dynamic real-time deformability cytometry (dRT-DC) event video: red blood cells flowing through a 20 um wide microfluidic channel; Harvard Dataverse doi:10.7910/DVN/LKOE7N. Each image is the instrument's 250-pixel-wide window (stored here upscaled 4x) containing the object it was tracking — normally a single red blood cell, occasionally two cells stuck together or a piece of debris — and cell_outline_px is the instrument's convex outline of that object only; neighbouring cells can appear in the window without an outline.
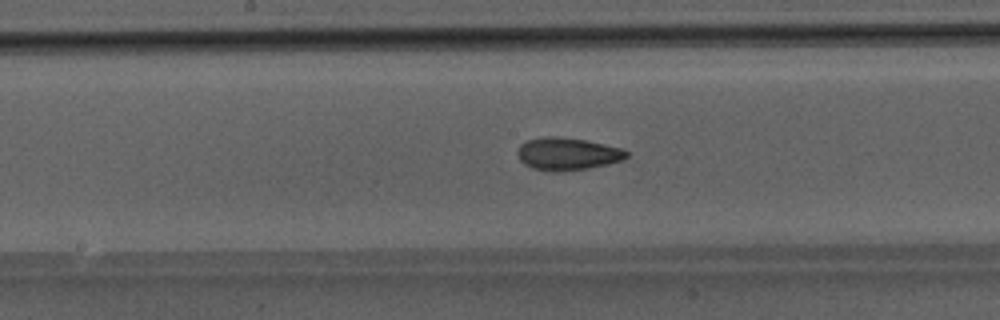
{"species": "Egyptian fruit bat (a non-hibernating species)", "species_latin": "Rousettus aegyptiacus", "temperature_condition": "room temperature", "stored_images_in_passage": 49, "camera_frame_rate_fps": 3000, "um_per_image_px": 0.085, "animal": {"sex": "male"}, "frame": {"image": 1, "passage_image": 26, "time_ms": 8.333, "image_size_px": [1000, 320], "cell_outline_px": [[628, 156], [620, 160], [608, 164], [588, 168], [560, 172], [552, 172], [532, 168], [524, 164], [520, 160], [516, 152], [520, 144], [528, 140], [544, 136], [556, 136], [584, 140], [624, 148], [628, 152]], "centroid_in_image_um": [48.21, 13.08], "position_along_channel_um": 200.0, "area_um2": 20.75}}
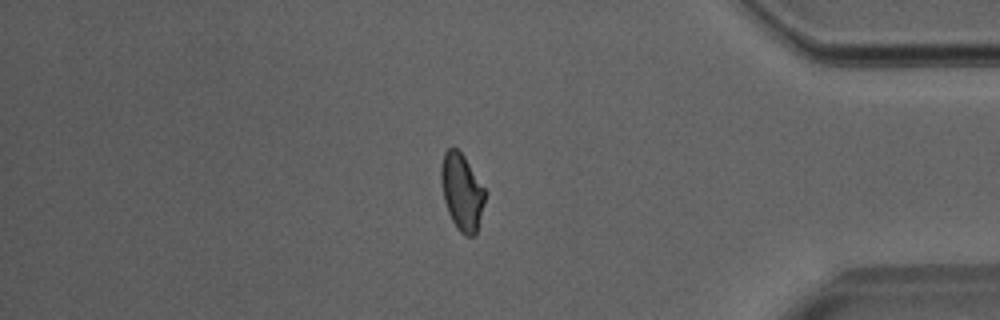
{"frame": {"image": 2, "passage_image": 42, "time_ms": 13.667, "image_size_px": [1000, 320], "cell_outline_px": [[484, 204], [476, 232], [472, 236], [464, 236], [456, 228], [448, 212], [444, 200], [440, 180], [440, 168], [444, 152], [448, 148], [456, 148], [464, 156], [484, 188]], "centroid_in_image_um": [39.23, 16.31], "position_along_channel_um": 396.0, "area_um2": 19.42}}
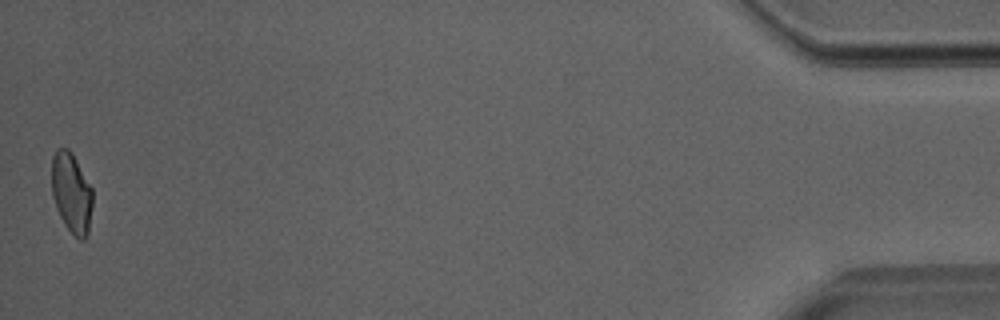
{"frame": {"image": 3, "passage_image": 49, "time_ms": 16.0, "image_size_px": [1000, 320], "cell_outline_px": [[92, 204], [88, 236], [84, 240], [80, 240], [64, 224], [56, 208], [52, 196], [52, 156], [56, 148], [68, 148], [72, 152], [92, 188]], "centroid_in_image_um": [6.07, 16.38], "position_along_channel_um": 429.1, "area_um2": 19.19}}